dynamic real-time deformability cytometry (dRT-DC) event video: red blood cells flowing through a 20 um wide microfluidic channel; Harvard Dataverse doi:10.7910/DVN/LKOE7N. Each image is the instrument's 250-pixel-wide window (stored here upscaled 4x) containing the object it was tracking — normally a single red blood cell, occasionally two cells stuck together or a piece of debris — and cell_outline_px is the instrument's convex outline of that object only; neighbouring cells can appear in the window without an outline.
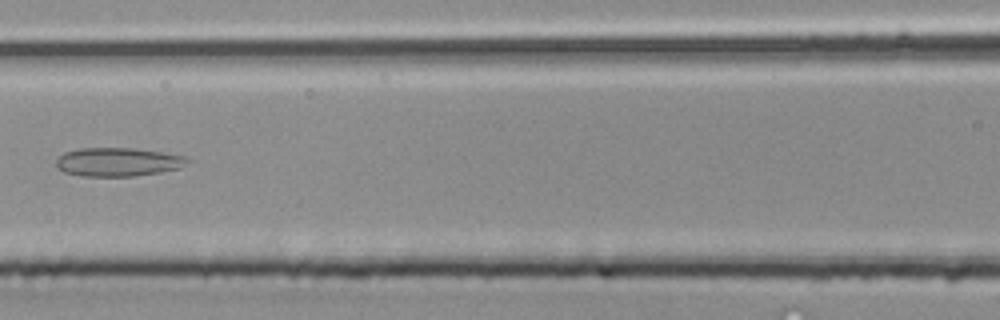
{"species": "common noctule bat (a hibernating species)", "species_latin": "Nyctalus noctula", "temperature_condition": "room temperature", "stored_images_in_passage": 35, "camera_frame_rate_fps": 3000, "um_per_image_px": 0.085, "animal": {"sex": "male", "body_mass_g": 20.4}, "frame": {"image": 1, "passage_image": 16, "time_ms": 5.0, "image_size_px": [1000, 320], "cell_outline_px": [[192, 160], [180, 168], [160, 172], [136, 176], [80, 176], [64, 172], [56, 168], [56, 160], [64, 152], [80, 148], [136, 148], [184, 156]], "centroid_in_image_um": [10.01, 13.77], "position_along_channel_um": 156.6, "area_um2": 22.02}}
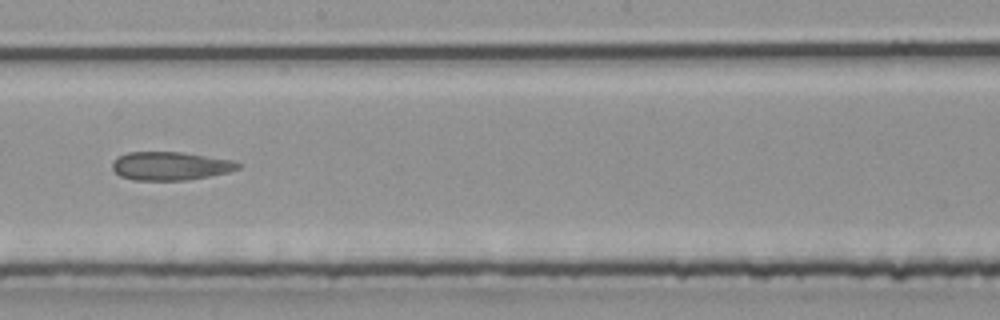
{"frame": {"image": 2, "passage_image": 21, "time_ms": 6.667, "image_size_px": [1000, 320], "cell_outline_px": [[240, 168], [228, 172], [188, 180], [132, 180], [120, 176], [112, 168], [112, 160], [116, 156], [128, 152], [180, 152], [232, 160], [240, 164]], "centroid_in_image_um": [14.43, 14.1], "position_along_channel_um": 233.8, "area_um2": 20.81}}
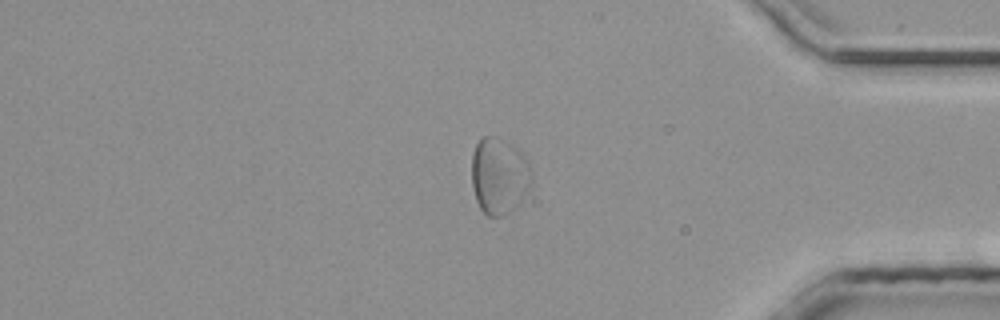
{"frame": {"image": 3, "passage_image": 33, "time_ms": 10.667, "image_size_px": [1000, 320], "cell_outline_px": [[532, 180], [528, 192], [504, 216], [488, 216], [480, 208], [476, 200], [472, 184], [472, 152], [476, 144], [484, 136], [496, 136], [512, 144], [528, 160], [532, 172]], "centroid_in_image_um": [42.43, 14.93], "position_along_channel_um": 392.8, "area_um2": 26.7}}